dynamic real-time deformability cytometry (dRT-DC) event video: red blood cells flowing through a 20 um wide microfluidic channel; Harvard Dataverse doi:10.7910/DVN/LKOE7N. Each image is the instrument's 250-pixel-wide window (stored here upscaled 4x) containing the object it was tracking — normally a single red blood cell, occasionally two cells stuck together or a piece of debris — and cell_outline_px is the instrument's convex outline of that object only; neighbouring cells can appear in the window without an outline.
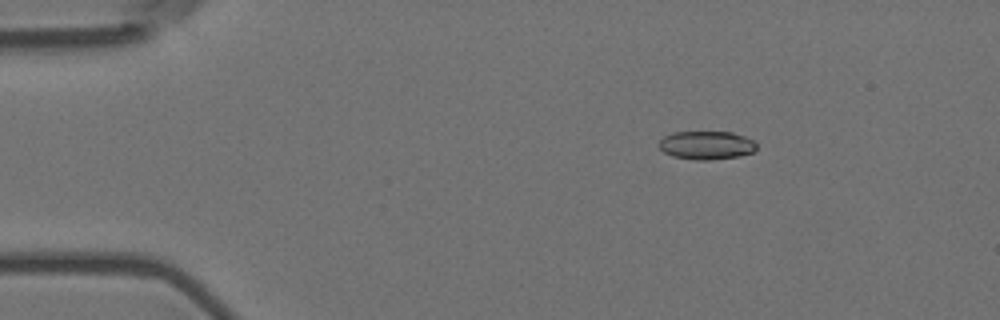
{"species": "Egyptian fruit bat (a non-hibernating species)", "species_latin": "Rousettus aegyptiacus", "temperature_condition": "room temperature", "stored_images_in_passage": 6, "camera_frame_rate_fps": 3000, "um_per_image_px": 0.085, "animal": {"sex": "female"}, "frame": {"image": 1, "passage_image": 3, "time_ms": 0.667, "image_size_px": [1000, 320], "cell_outline_px": [[756, 148], [752, 152], [740, 156], [712, 160], [696, 160], [672, 156], [664, 152], [656, 144], [664, 136], [672, 132], [732, 132], [744, 136], [752, 140], [756, 144]], "centroid_in_image_um": [60.02, 12.34], "position_along_channel_um": 25.0, "area_um2": 16.24}}
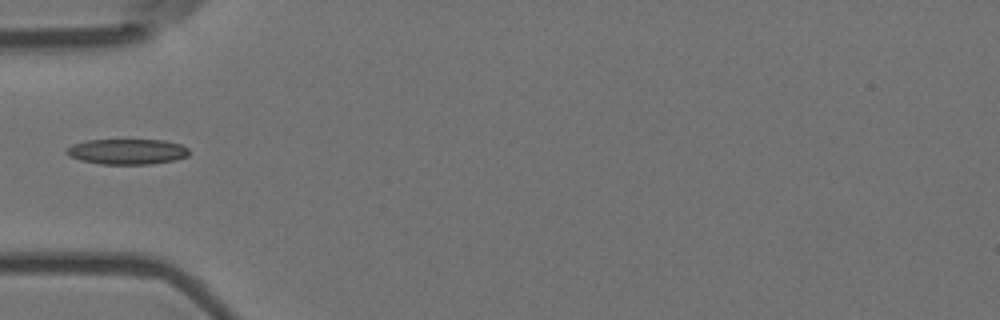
{"frame": {"image": 2, "passage_image": 6, "time_ms": 1.667, "image_size_px": [1000, 320], "cell_outline_px": [[188, 156], [176, 160], [148, 164], [100, 164], [80, 160], [68, 156], [64, 152], [64, 148], [72, 144], [88, 140], [164, 140], [180, 144], [188, 148]], "centroid_in_image_um": [10.76, 12.88], "position_along_channel_um": 74.2, "area_um2": 18.32}}